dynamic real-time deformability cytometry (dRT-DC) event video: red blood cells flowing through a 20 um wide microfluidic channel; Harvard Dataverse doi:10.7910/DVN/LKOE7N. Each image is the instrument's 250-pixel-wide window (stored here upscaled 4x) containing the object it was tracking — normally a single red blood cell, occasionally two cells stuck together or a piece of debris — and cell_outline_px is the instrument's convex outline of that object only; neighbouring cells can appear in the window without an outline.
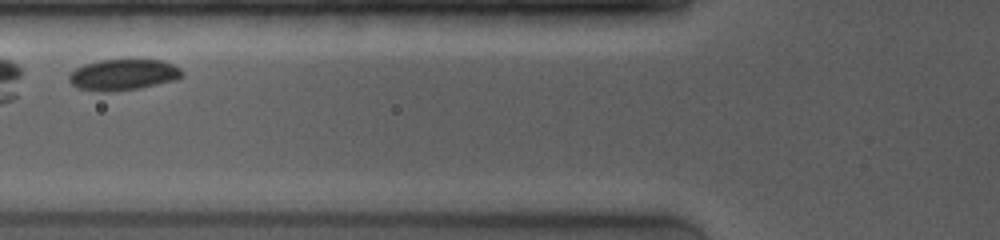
{"species": "common noctule bat (a hibernating species)", "species_latin": "Nyctalus noctula", "temperature_condition": "room temperature", "stored_images_in_passage": 3, "camera_frame_rate_fps": 4000, "um_per_image_px": 0.085, "animal": {"sex": "female", "body_mass_g": 19.0, "forearm_length_mm": 53.3}, "frame": {"image": 1, "passage_image": 3, "time_ms": 2.5, "image_size_px": [1000, 240], "cell_outline_px": [[184, 76], [176, 80], [140, 88], [108, 92], [96, 92], [76, 88], [68, 80], [68, 76], [76, 68], [84, 64], [100, 60], [160, 60], [172, 64], [180, 68], [184, 72]], "centroid_in_image_um": [10.47, 6.36], "position_along_channel_um": 115.3, "area_um2": 20.63}}